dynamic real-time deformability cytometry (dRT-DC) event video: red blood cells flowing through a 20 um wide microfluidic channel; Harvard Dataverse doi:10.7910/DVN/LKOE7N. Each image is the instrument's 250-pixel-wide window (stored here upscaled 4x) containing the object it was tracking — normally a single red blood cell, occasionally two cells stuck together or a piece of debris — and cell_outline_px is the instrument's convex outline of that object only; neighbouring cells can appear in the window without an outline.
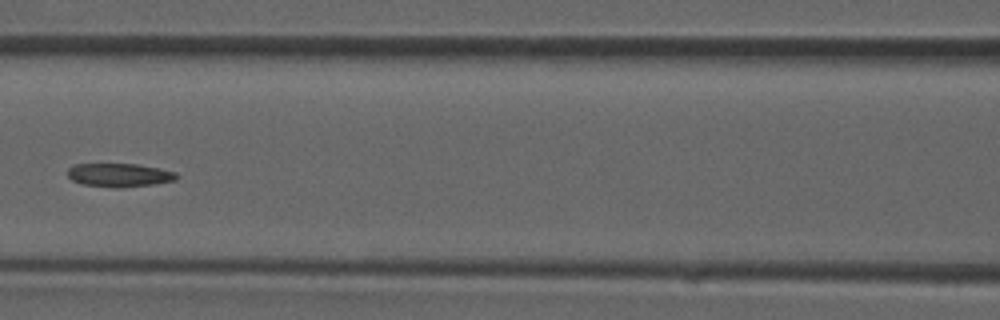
{"species": "common noctule bat (a hibernating species)", "species_latin": "Nyctalus noctula", "temperature_condition": "room temperature", "stored_images_in_passage": 38, "camera_frame_rate_fps": 3000, "um_per_image_px": 0.085, "animal": {"sex": "male", "forearm_length_mm": 52.5}, "frame": {"image": 1, "passage_image": 17, "time_ms": 5.333, "image_size_px": [1000, 320], "cell_outline_px": [[180, 176], [176, 180], [152, 184], [124, 188], [112, 188], [80, 184], [72, 180], [68, 176], [68, 168], [72, 164], [136, 164], [160, 168], [176, 172]], "centroid_in_image_um": [10.14, 14.89], "position_along_channel_um": 156.5, "area_um2": 15.2}}